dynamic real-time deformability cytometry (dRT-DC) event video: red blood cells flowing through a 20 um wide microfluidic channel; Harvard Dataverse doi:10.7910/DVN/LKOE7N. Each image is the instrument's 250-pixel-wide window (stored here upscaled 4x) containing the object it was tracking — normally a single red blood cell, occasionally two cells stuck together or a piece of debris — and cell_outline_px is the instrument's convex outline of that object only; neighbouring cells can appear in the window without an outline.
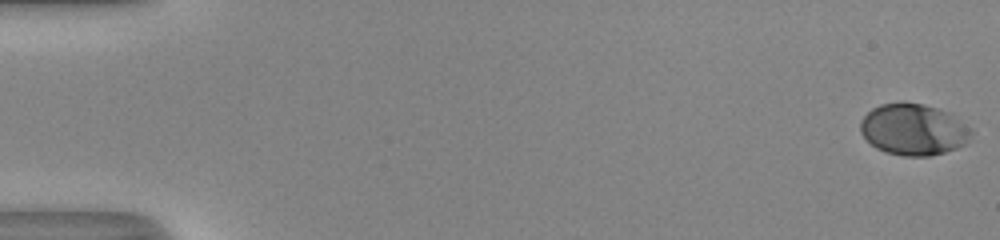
{"species": "human", "species_latin": "Homo sapiens", "temperature_condition": "room temperature", "stored_images_in_passage": 18, "camera_frame_rate_fps": 3000, "um_per_image_px": 0.085, "donor": {"sex": "male"}, "frame": {"image": 1, "passage_image": 1, "time_ms": 0.0, "image_size_px": [1000, 240], "cell_outline_px": [[972, 132], [964, 144], [956, 148], [932, 156], [904, 156], [884, 152], [876, 148], [860, 132], [860, 120], [872, 108], [880, 104], [900, 100], [904, 100], [924, 104], [940, 108], [952, 112], [972, 128]], "centroid_in_image_um": [77.65, 10.97], "position_along_channel_um": 7.3, "area_um2": 33.93}}
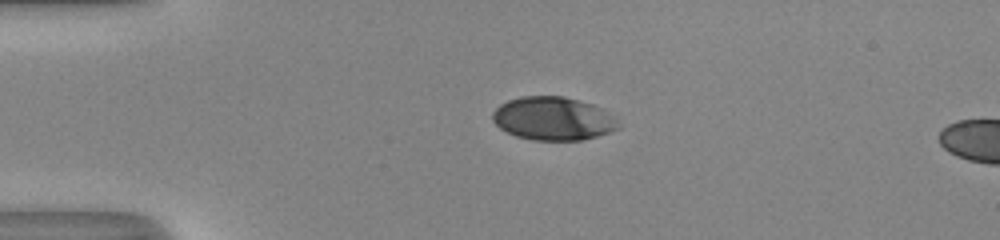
{"frame": {"image": 2, "passage_image": 14, "time_ms": 4.333, "image_size_px": [1000, 240], "cell_outline_px": [[620, 128], [584, 140], [532, 140], [516, 136], [500, 128], [492, 120], [492, 112], [500, 104], [508, 100], [520, 96], [564, 96], [592, 104], [604, 108], [620, 124]], "centroid_in_image_um": [47.01, 10.07], "position_along_channel_um": 38.0, "area_um2": 31.85}}